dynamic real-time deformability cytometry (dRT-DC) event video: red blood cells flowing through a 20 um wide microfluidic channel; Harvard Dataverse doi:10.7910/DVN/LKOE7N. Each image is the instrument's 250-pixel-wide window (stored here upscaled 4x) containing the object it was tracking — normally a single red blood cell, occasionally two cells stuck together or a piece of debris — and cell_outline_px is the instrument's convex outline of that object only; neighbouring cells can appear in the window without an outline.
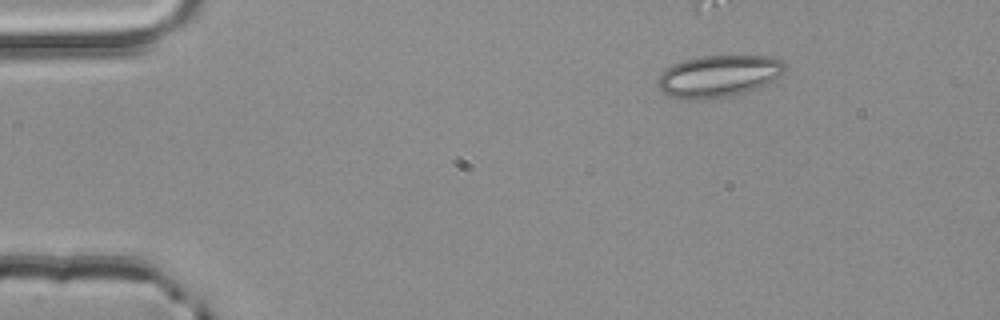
{"species": "common noctule bat (a hibernating species)", "species_latin": "Nyctalus noctula", "temperature_condition": "room temperature", "stored_images_in_passage": 4, "camera_frame_rate_fps": 3000, "um_per_image_px": 0.085, "animal": {"sex": "male", "body_mass_g": 20.4}, "frame": {"image": 1, "passage_image": 1, "time_ms": 0.0, "image_size_px": [1000, 320], "cell_outline_px": [[788, 68], [780, 76], [768, 84], [760, 88], [748, 92], [728, 96], [700, 100], [692, 100], [664, 96], [656, 84], [656, 80], [672, 64], [684, 60], [700, 56], [772, 56], [784, 60], [788, 64]], "centroid_in_image_um": [61.12, 6.48], "position_along_channel_um": 23.9, "area_um2": 31.73}}